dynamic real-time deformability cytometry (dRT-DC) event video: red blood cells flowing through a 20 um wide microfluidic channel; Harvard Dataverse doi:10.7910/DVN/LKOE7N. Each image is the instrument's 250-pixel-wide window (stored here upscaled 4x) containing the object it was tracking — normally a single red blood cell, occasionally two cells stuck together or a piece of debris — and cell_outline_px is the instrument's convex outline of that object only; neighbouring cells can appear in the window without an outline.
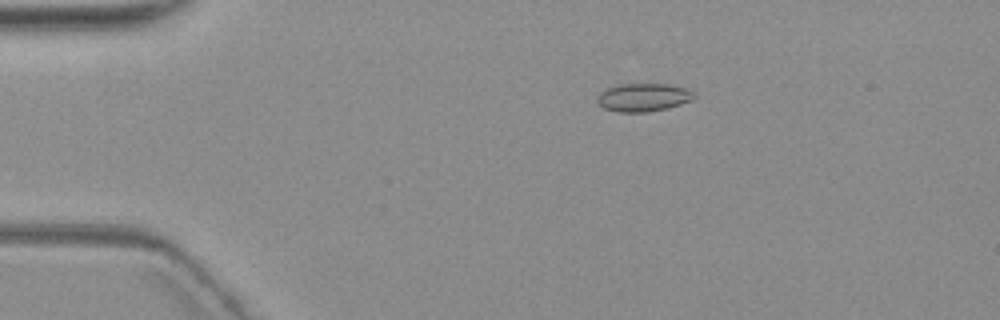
{"species": "common noctule bat (a hibernating species)", "species_latin": "Nyctalus noctula", "temperature_condition": "warm", "stored_images_in_passage": 9, "camera_frame_rate_fps": 3000, "um_per_image_px": 0.085, "animal": {"sex": "female", "body_mass_g": 19.3, "forearm_length_mm": 54.1}, "frame": {"image": 1, "passage_image": 1, "time_ms": 0.0, "image_size_px": [1000, 320], "cell_outline_px": [[696, 96], [692, 100], [668, 108], [648, 112], [616, 112], [604, 108], [596, 100], [596, 96], [600, 92], [608, 88], [620, 84], [668, 84], [688, 88], [696, 92]], "centroid_in_image_um": [54.71, 8.27], "position_along_channel_um": 30.3, "area_um2": 16.07}}
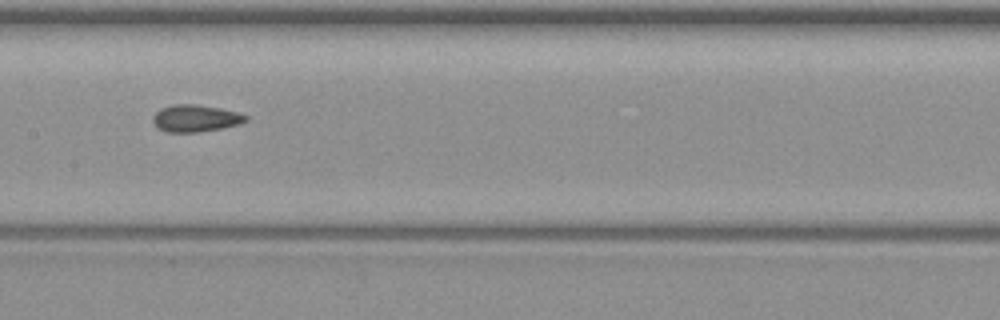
{"frame": {"image": 2, "passage_image": 6, "time_ms": 6.0, "image_size_px": [1000, 320], "cell_outline_px": [[248, 120], [240, 124], [220, 128], [196, 132], [168, 132], [160, 128], [152, 120], [152, 116], [160, 108], [172, 104], [192, 104], [220, 108], [236, 112], [248, 116]], "centroid_in_image_um": [16.61, 10.04], "position_along_channel_um": 190.8, "area_um2": 14.45}}
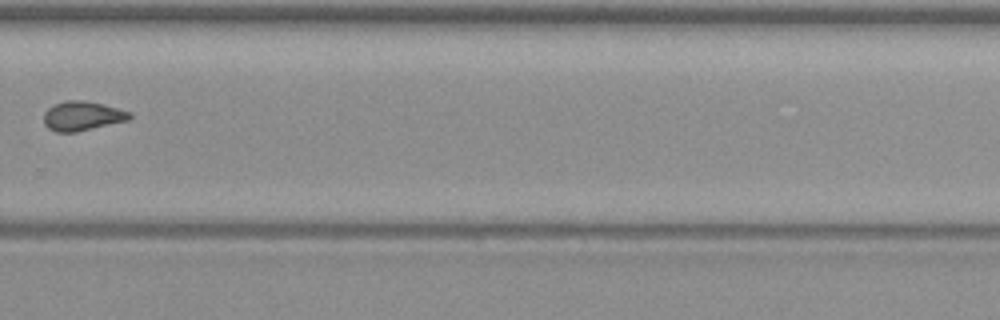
{"frame": {"image": 3, "passage_image": 9, "time_ms": 9.667, "image_size_px": [1000, 320], "cell_outline_px": [[132, 116], [128, 120], [76, 132], [56, 132], [48, 128], [44, 124], [44, 112], [52, 104], [68, 100], [84, 100], [132, 112]], "centroid_in_image_um": [6.96, 9.86], "position_along_channel_um": 322.8, "area_um2": 14.62}}